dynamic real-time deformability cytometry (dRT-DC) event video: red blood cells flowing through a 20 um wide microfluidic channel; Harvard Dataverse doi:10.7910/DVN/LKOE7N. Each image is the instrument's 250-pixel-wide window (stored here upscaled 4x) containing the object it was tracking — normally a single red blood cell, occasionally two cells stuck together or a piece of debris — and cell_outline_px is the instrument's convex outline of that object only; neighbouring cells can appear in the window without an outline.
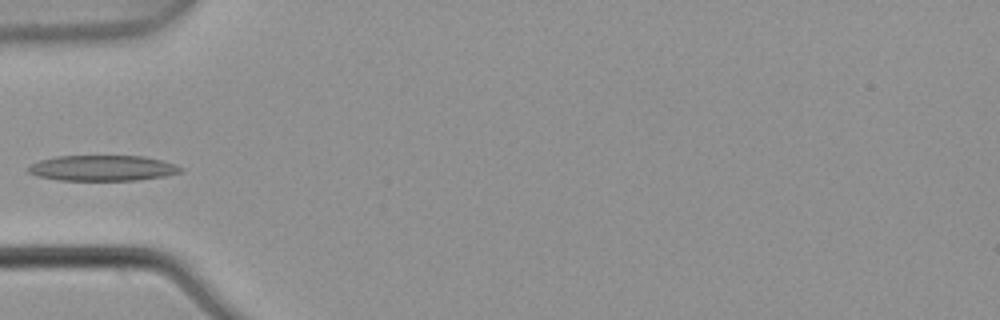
{"species": "common noctule bat (a hibernating species)", "species_latin": "Nyctalus noctula", "temperature_condition": "warm", "stored_images_in_passage": 5, "camera_frame_rate_fps": 3000, "um_per_image_px": 0.085, "animal": {"sex": "male", "body_mass_g": 21.5, "forearm_length_mm": 52.0}, "frame": {"image": 1, "passage_image": 5, "time_ms": 1.333, "image_size_px": [1000, 320], "cell_outline_px": [[184, 168], [180, 172], [164, 176], [136, 180], [60, 180], [36, 176], [28, 172], [28, 168], [32, 164], [40, 160], [56, 156], [144, 156], [176, 164]], "centroid_in_image_um": [8.72, 14.28], "position_along_channel_um": 76.3, "area_um2": 22.6}}